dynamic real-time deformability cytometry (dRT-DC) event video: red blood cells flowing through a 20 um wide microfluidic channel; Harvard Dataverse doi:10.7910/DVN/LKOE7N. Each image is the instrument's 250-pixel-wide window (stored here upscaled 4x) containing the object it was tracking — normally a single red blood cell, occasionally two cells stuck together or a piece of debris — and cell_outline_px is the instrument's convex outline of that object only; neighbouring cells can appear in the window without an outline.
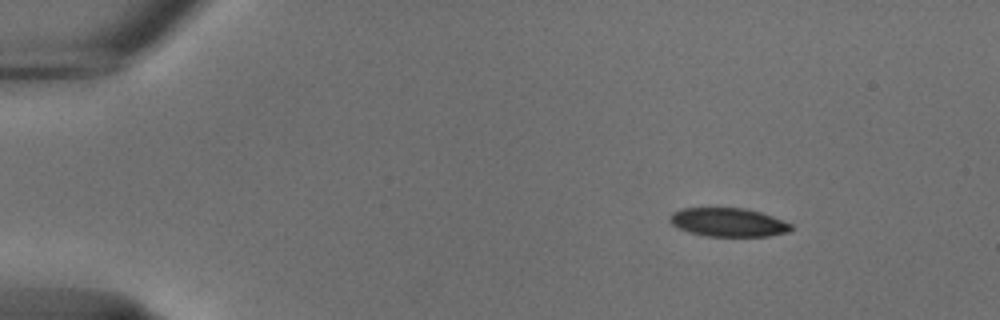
{"species": "common noctule bat (a hibernating species)", "species_latin": "Nyctalus noctula", "temperature_condition": "cold", "stored_images_in_passage": 48, "camera_frame_rate_fps": 3000, "um_per_image_px": 0.085, "animal": {"sex": "male", "body_mass_g": 18.8}, "frame": {"image": 1, "passage_image": 1, "time_ms": 0.0, "image_size_px": [1000, 320], "cell_outline_px": [[792, 228], [788, 232], [768, 236], [708, 236], [688, 232], [676, 228], [668, 220], [668, 216], [672, 212], [684, 208], [744, 208], [760, 212], [772, 216], [792, 224]], "centroid_in_image_um": [61.86, 18.89], "position_along_channel_um": 23.1, "area_um2": 20.29}}
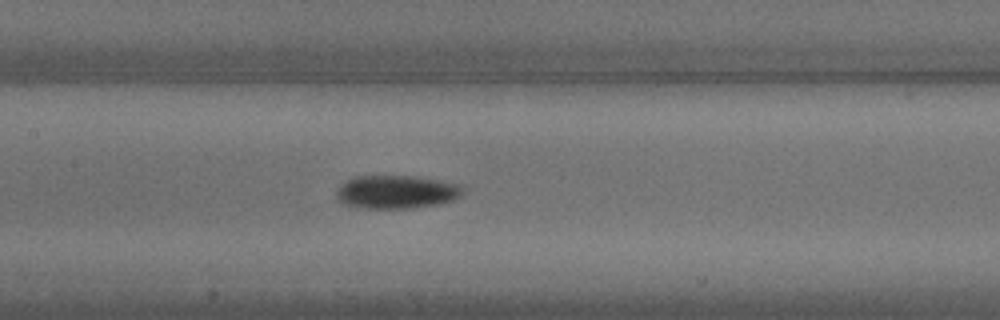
{"frame": {"image": 2, "passage_image": 20, "time_ms": 6.333, "image_size_px": [1000, 320], "cell_outline_px": [[464, 188], [460, 196], [452, 200], [436, 204], [408, 208], [364, 208], [344, 204], [336, 196], [336, 192], [348, 180], [356, 176], [412, 176], [440, 180], [460, 184]], "centroid_in_image_um": [33.72, 16.31], "position_along_channel_um": 173.7, "area_um2": 24.16}}
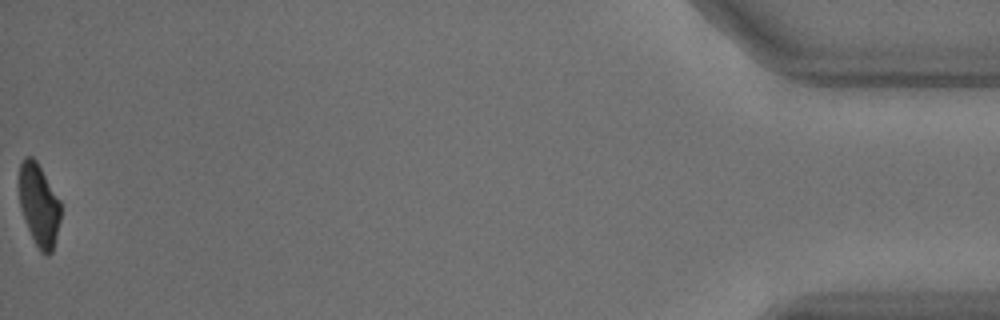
{"frame": {"image": 3, "passage_image": 48, "time_ms": 15.667, "image_size_px": [1000, 320], "cell_outline_px": [[60, 220], [52, 252], [48, 256], [44, 256], [40, 252], [28, 228], [20, 208], [20, 164], [24, 156], [32, 156], [36, 160], [60, 200]], "centroid_in_image_um": [3.32, 17.43], "position_along_channel_um": 431.9, "area_um2": 19.71}, "authors_computed_cell_mechanics": {"area_um2": 22.5131, "velocity_mm_per_s": 3.7378, "shape_relaxation_time_tau1_ms": 3.9699, "shape_relaxation_time_tau2_ms": 9.0994, "deformation_change_tau1": 0.1261, "deformation_change_tau2": 0.0873}}